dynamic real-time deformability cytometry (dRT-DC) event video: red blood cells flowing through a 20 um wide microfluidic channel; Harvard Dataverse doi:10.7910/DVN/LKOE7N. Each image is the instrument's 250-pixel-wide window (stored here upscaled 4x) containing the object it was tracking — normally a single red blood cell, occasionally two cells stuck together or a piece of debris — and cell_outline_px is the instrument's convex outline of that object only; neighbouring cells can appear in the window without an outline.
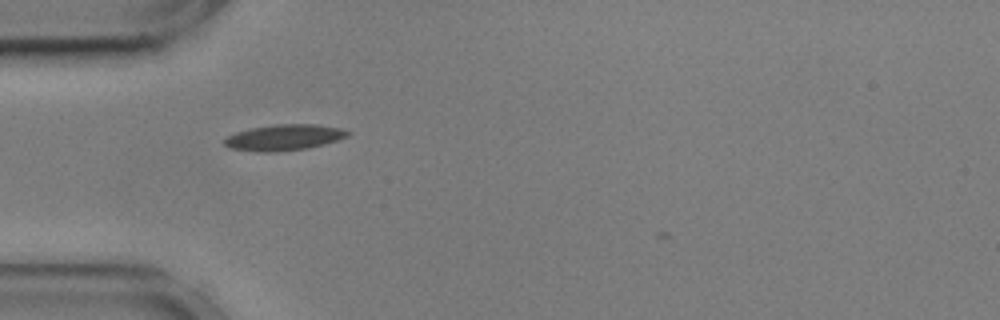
{"species": "common noctule bat (a hibernating species)", "species_latin": "Nyctalus noctula", "temperature_condition": "cold", "stored_images_in_passage": 36, "camera_frame_rate_fps": 3000, "um_per_image_px": 0.085, "animal": {"sex": "male", "body_mass_g": 17.9, "forearm_length_mm": 54.2}, "frame": {"image": 1, "passage_image": 1, "time_ms": 0.0, "image_size_px": [1000, 320], "cell_outline_px": [[352, 132], [348, 136], [324, 144], [308, 148], [268, 152], [256, 152], [232, 148], [224, 144], [224, 140], [228, 136], [236, 132], [252, 128], [276, 124], [316, 124], [340, 128]], "centroid_in_image_um": [24.16, 11.68], "position_along_channel_um": 60.8, "area_um2": 18.44}}
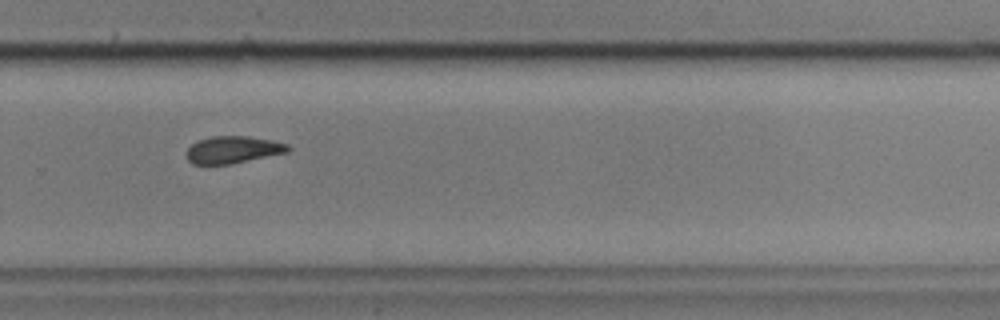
{"frame": {"image": 2, "passage_image": 22, "time_ms": 7.0, "image_size_px": [1000, 320], "cell_outline_px": [[292, 148], [288, 152], [232, 164], [192, 164], [184, 156], [188, 148], [196, 140], [212, 136], [248, 136], [272, 140], [288, 144]], "centroid_in_image_um": [19.79, 12.72], "position_along_channel_um": 310.0, "area_um2": 16.3}}
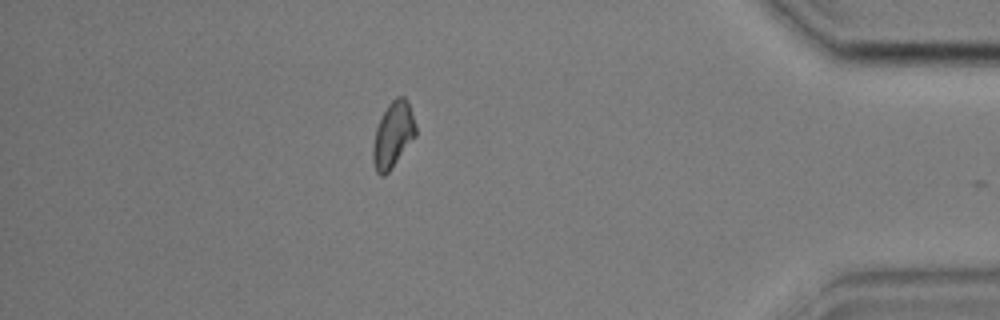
{"frame": {"image": 3, "passage_image": 33, "time_ms": 10.667, "image_size_px": [1000, 320], "cell_outline_px": [[416, 136], [392, 168], [384, 176], [380, 176], [376, 172], [372, 160], [372, 148], [376, 128], [388, 104], [396, 96], [404, 96], [408, 104], [416, 124]], "centroid_in_image_um": [33.4, 11.49], "position_along_channel_um": 401.8, "area_um2": 16.36}, "authors_computed_cell_mechanics": {"area_um2": 16.5886, "velocity_mm_per_s": 3.5947, "shape_relaxation_time_tau1_ms": 8.6362, "shape_relaxation_time_tau2_ms": null, "deformation_change_tau1": 0.1694, "deformation_change_tau2": null}}